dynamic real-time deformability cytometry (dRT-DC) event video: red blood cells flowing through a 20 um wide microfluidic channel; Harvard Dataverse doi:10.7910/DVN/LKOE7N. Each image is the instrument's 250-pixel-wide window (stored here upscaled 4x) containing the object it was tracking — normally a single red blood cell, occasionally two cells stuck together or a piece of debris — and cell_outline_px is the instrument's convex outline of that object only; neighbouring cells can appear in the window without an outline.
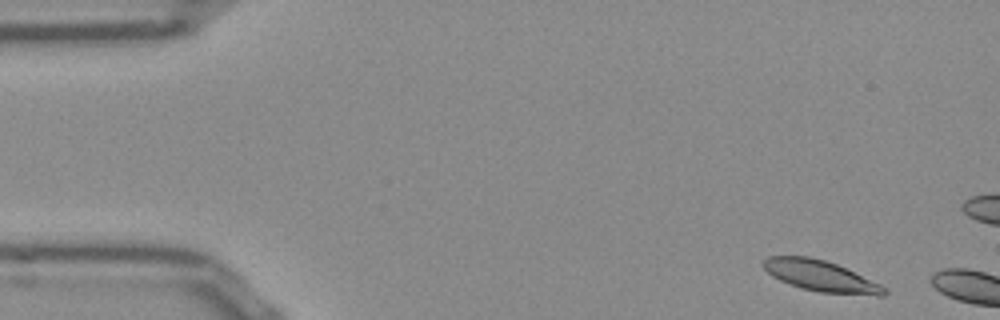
{"species": "Egyptian fruit bat (a non-hibernating species)", "species_latin": "Rousettus aegyptiacus", "temperature_condition": "room temperature", "stored_images_in_passage": 5, "camera_frame_rate_fps": 3000, "um_per_image_px": 0.085, "frame": {"image": 1, "passage_image": 2, "time_ms": 0.333, "image_size_px": [1000, 320], "cell_outline_px": [[888, 292], [884, 296], [876, 296], [820, 292], [800, 288], [780, 280], [772, 276], [764, 268], [764, 260], [768, 256], [808, 256], [824, 260], [836, 264], [880, 284]], "centroid_in_image_um": [69.77, 23.47], "position_along_channel_um": 15.2, "area_um2": 21.56}}